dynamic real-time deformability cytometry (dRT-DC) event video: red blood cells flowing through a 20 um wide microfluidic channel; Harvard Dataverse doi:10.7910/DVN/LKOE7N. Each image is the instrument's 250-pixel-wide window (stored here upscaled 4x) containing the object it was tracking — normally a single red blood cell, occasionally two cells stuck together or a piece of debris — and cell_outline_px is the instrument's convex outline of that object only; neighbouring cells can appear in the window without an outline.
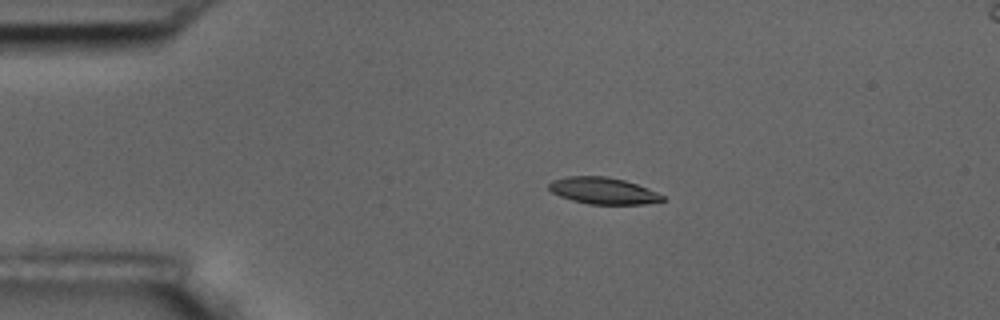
{"species": "common noctule bat (a hibernating species)", "species_latin": "Nyctalus noctula", "temperature_condition": "room temperature", "stored_images_in_passage": 4, "camera_frame_rate_fps": 3000, "um_per_image_px": 0.085, "animal": {"sex": "male", "body_mass_g": 17.5, "forearm_length_mm": 52.3}, "frame": {"image": 1, "passage_image": 2, "time_ms": 1.333, "image_size_px": [1000, 320], "cell_outline_px": [[664, 200], [644, 204], [588, 204], [572, 200], [560, 196], [552, 192], [548, 188], [548, 184], [552, 180], [568, 176], [604, 176], [624, 180], [636, 184], [656, 192], [664, 196]], "centroid_in_image_um": [51.23, 16.21], "position_along_channel_um": 33.8, "area_um2": 17.46}}